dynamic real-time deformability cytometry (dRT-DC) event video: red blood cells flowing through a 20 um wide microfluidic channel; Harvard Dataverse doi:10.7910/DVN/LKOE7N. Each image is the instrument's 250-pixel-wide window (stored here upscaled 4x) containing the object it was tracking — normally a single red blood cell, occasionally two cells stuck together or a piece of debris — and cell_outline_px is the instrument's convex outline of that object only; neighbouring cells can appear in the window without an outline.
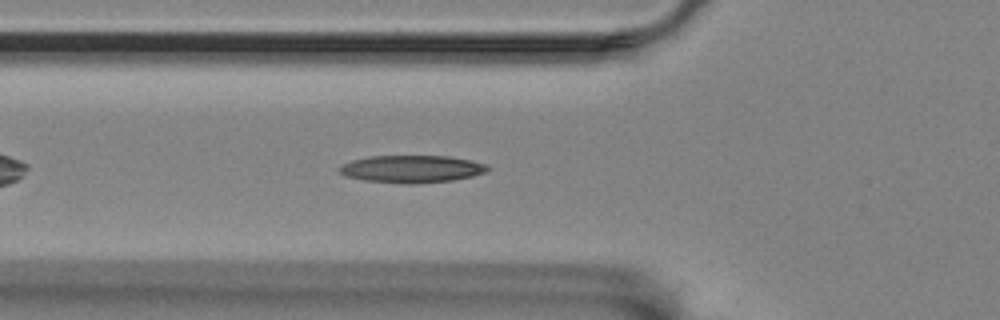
{"species": "Egyptian fruit bat (a non-hibernating species)", "species_latin": "Rousettus aegyptiacus", "temperature_condition": "room temperature", "stored_images_in_passage": 44, "camera_frame_rate_fps": 3000, "um_per_image_px": 0.085, "animal": {"sex": "female"}, "frame": {"image": 1, "passage_image": 7, "time_ms": 2.0, "image_size_px": [1000, 320], "cell_outline_px": [[492, 168], [484, 172], [472, 176], [452, 180], [412, 184], [404, 184], [364, 180], [344, 176], [340, 172], [340, 168], [344, 164], [352, 160], [368, 156], [448, 156], [468, 160], [484, 164]], "centroid_in_image_um": [34.97, 14.36], "position_along_channel_um": 90.8, "area_um2": 23.47}}
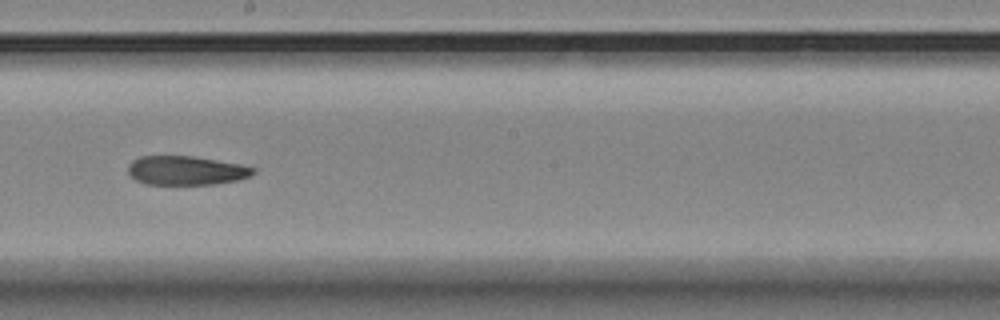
{"frame": {"image": 2, "passage_image": 19, "time_ms": 6.0, "image_size_px": [1000, 320], "cell_outline_px": [[256, 172], [252, 176], [240, 180], [216, 184], [148, 184], [136, 180], [128, 176], [128, 164], [132, 160], [140, 156], [192, 156], [240, 164], [256, 168]], "centroid_in_image_um": [15.83, 14.49], "position_along_channel_um": 232.4, "area_um2": 21.39}}
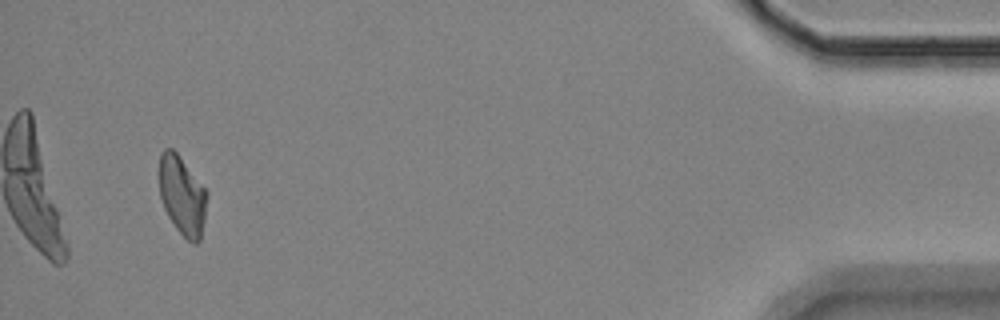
{"frame": {"image": 3, "passage_image": 41, "time_ms": 13.333, "image_size_px": [1000, 320], "cell_outline_px": [[208, 196], [204, 220], [200, 240], [196, 244], [192, 244], [176, 228], [168, 216], [164, 208], [160, 196], [160, 152], [164, 148], [172, 148], [180, 156], [208, 192]], "centroid_in_image_um": [15.5, 16.62], "position_along_channel_um": 419.7, "area_um2": 21.91}, "authors_computed_cell_mechanics": {"area_um2": 22.1663, "velocity_mm_per_s": 3.519, "shape_relaxation_time_tau1_ms": null, "shape_relaxation_time_tau2_ms": 8.3477, "deformation_change_tau1": null, "deformation_change_tau2": 0.1675}}